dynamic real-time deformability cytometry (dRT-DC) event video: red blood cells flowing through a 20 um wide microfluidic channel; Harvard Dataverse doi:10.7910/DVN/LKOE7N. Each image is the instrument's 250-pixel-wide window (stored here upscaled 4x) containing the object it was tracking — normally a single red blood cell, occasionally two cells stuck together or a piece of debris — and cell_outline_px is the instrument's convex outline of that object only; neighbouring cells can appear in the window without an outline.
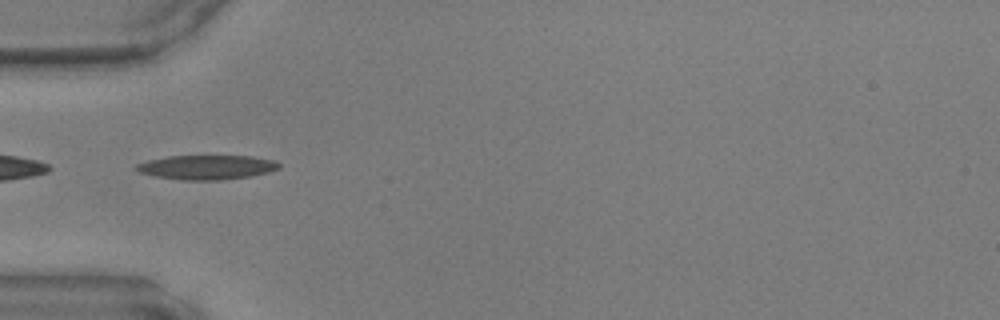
{"species": "common noctule bat (a hibernating species)", "species_latin": "Nyctalus noctula", "temperature_condition": "warm", "stored_images_in_passage": 39, "camera_frame_rate_fps": 3000, "um_per_image_px": 0.085, "animal": {"sex": "male", "body_mass_g": 17.9, "forearm_length_mm": 54.2}, "frame": {"image": 1, "passage_image": 7, "time_ms": 2.0, "image_size_px": [1000, 320], "cell_outline_px": [[280, 168], [268, 172], [252, 176], [220, 180], [180, 180], [156, 176], [140, 172], [136, 168], [136, 164], [148, 160], [168, 156], [252, 156], [272, 160], [280, 164]], "centroid_in_image_um": [17.59, 14.22], "position_along_channel_um": 67.4, "area_um2": 20.17}}
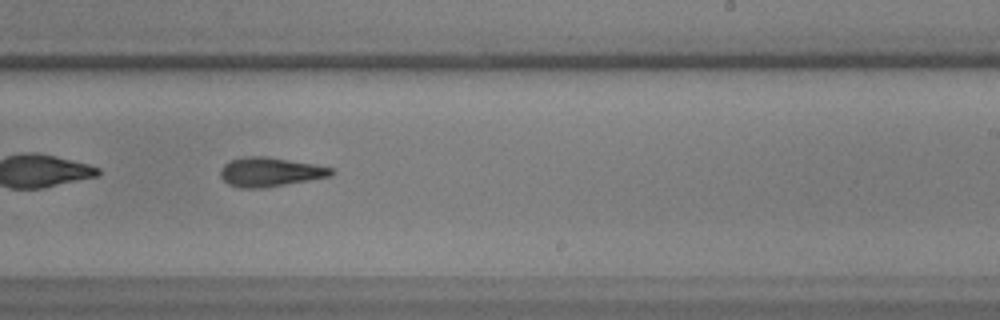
{"frame": {"image": 2, "passage_image": 21, "time_ms": 6.667, "image_size_px": [1000, 320], "cell_outline_px": [[336, 172], [332, 176], [264, 188], [240, 188], [228, 184], [220, 176], [220, 168], [224, 164], [232, 160], [244, 156], [268, 156], [312, 164], [332, 168]], "centroid_in_image_um": [22.94, 14.62], "position_along_channel_um": 266.1, "area_um2": 18.9}}
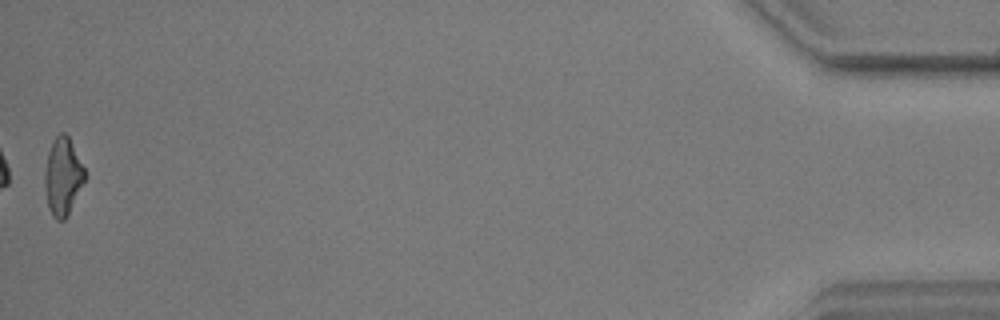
{"frame": {"image": 3, "passage_image": 39, "time_ms": 12.667, "image_size_px": [1000, 320], "cell_outline_px": [[84, 180], [68, 216], [64, 220], [56, 220], [52, 216], [48, 208], [44, 184], [44, 172], [48, 152], [52, 140], [60, 132], [64, 132], [68, 136], [84, 168]], "centroid_in_image_um": [5.3, 15.02], "position_along_channel_um": 429.9, "area_um2": 17.98}}